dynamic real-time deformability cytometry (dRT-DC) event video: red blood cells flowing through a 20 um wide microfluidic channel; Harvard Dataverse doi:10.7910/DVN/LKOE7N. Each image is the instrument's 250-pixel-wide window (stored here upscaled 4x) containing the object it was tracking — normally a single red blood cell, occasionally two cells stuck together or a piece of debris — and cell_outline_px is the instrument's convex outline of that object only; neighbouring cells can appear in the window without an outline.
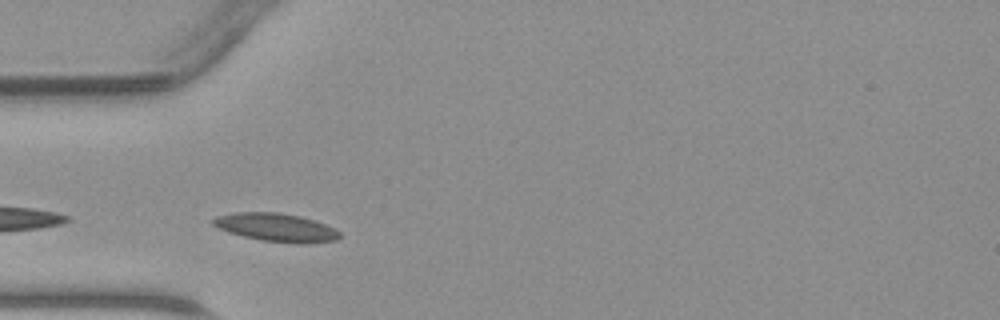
{"species": "common noctule bat (a hibernating species)", "species_latin": "Nyctalus noctula", "temperature_condition": "warm", "stored_images_in_passage": 10, "camera_frame_rate_fps": 3000, "um_per_image_px": 0.085, "animal": {"sex": "male", "body_mass_g": 23.1, "forearm_length_mm": 52.7}, "frame": {"image": 1, "passage_image": 1, "time_ms": 0.0, "image_size_px": [1000, 320], "cell_outline_px": [[344, 236], [336, 240], [308, 244], [296, 244], [264, 240], [244, 236], [228, 232], [212, 224], [212, 220], [216, 216], [236, 212], [280, 212], [300, 216], [316, 220], [340, 232]], "centroid_in_image_um": [23.53, 19.33], "position_along_channel_um": 61.5, "area_um2": 20.92}}